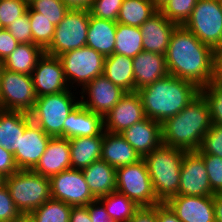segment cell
<instances>
[{
    "label": "cell",
    "instance_id": "obj_1",
    "mask_svg": "<svg viewBox=\"0 0 222 222\" xmlns=\"http://www.w3.org/2000/svg\"><path fill=\"white\" fill-rule=\"evenodd\" d=\"M165 60L169 75L190 81L200 89L213 80L214 49L183 25L174 29Z\"/></svg>",
    "mask_w": 222,
    "mask_h": 222
},
{
    "label": "cell",
    "instance_id": "obj_2",
    "mask_svg": "<svg viewBox=\"0 0 222 222\" xmlns=\"http://www.w3.org/2000/svg\"><path fill=\"white\" fill-rule=\"evenodd\" d=\"M212 126L208 104L199 93L177 115L161 124L162 144L185 151H198Z\"/></svg>",
    "mask_w": 222,
    "mask_h": 222
},
{
    "label": "cell",
    "instance_id": "obj_3",
    "mask_svg": "<svg viewBox=\"0 0 222 222\" xmlns=\"http://www.w3.org/2000/svg\"><path fill=\"white\" fill-rule=\"evenodd\" d=\"M145 117L163 123L177 115L199 93L194 83L168 75L137 91Z\"/></svg>",
    "mask_w": 222,
    "mask_h": 222
},
{
    "label": "cell",
    "instance_id": "obj_4",
    "mask_svg": "<svg viewBox=\"0 0 222 222\" xmlns=\"http://www.w3.org/2000/svg\"><path fill=\"white\" fill-rule=\"evenodd\" d=\"M185 150L161 144L144 156L156 197L166 203L179 195L180 175Z\"/></svg>",
    "mask_w": 222,
    "mask_h": 222
},
{
    "label": "cell",
    "instance_id": "obj_5",
    "mask_svg": "<svg viewBox=\"0 0 222 222\" xmlns=\"http://www.w3.org/2000/svg\"><path fill=\"white\" fill-rule=\"evenodd\" d=\"M71 90L37 97L29 113L31 121L51 137H64V122L80 103V98H77L79 91L74 93Z\"/></svg>",
    "mask_w": 222,
    "mask_h": 222
},
{
    "label": "cell",
    "instance_id": "obj_6",
    "mask_svg": "<svg viewBox=\"0 0 222 222\" xmlns=\"http://www.w3.org/2000/svg\"><path fill=\"white\" fill-rule=\"evenodd\" d=\"M5 185L21 215H29L51 198L50 178L33 170H17L5 177Z\"/></svg>",
    "mask_w": 222,
    "mask_h": 222
},
{
    "label": "cell",
    "instance_id": "obj_7",
    "mask_svg": "<svg viewBox=\"0 0 222 222\" xmlns=\"http://www.w3.org/2000/svg\"><path fill=\"white\" fill-rule=\"evenodd\" d=\"M58 57L70 89L73 87L75 89L73 91L79 87L83 89L94 78L103 75L106 57L88 46L74 49Z\"/></svg>",
    "mask_w": 222,
    "mask_h": 222
},
{
    "label": "cell",
    "instance_id": "obj_8",
    "mask_svg": "<svg viewBox=\"0 0 222 222\" xmlns=\"http://www.w3.org/2000/svg\"><path fill=\"white\" fill-rule=\"evenodd\" d=\"M116 191L133 200L139 207L160 204L143 159L116 168Z\"/></svg>",
    "mask_w": 222,
    "mask_h": 222
},
{
    "label": "cell",
    "instance_id": "obj_9",
    "mask_svg": "<svg viewBox=\"0 0 222 222\" xmlns=\"http://www.w3.org/2000/svg\"><path fill=\"white\" fill-rule=\"evenodd\" d=\"M90 11L70 9L63 20L55 26V32L45 53L59 56L86 46Z\"/></svg>",
    "mask_w": 222,
    "mask_h": 222
},
{
    "label": "cell",
    "instance_id": "obj_10",
    "mask_svg": "<svg viewBox=\"0 0 222 222\" xmlns=\"http://www.w3.org/2000/svg\"><path fill=\"white\" fill-rule=\"evenodd\" d=\"M183 26L213 49L222 44V8L219 0H198Z\"/></svg>",
    "mask_w": 222,
    "mask_h": 222
},
{
    "label": "cell",
    "instance_id": "obj_11",
    "mask_svg": "<svg viewBox=\"0 0 222 222\" xmlns=\"http://www.w3.org/2000/svg\"><path fill=\"white\" fill-rule=\"evenodd\" d=\"M37 99L31 75L0 71V109L30 113Z\"/></svg>",
    "mask_w": 222,
    "mask_h": 222
},
{
    "label": "cell",
    "instance_id": "obj_12",
    "mask_svg": "<svg viewBox=\"0 0 222 222\" xmlns=\"http://www.w3.org/2000/svg\"><path fill=\"white\" fill-rule=\"evenodd\" d=\"M51 198L71 206H87L96 198L90 192L82 170L70 168L50 178Z\"/></svg>",
    "mask_w": 222,
    "mask_h": 222
},
{
    "label": "cell",
    "instance_id": "obj_13",
    "mask_svg": "<svg viewBox=\"0 0 222 222\" xmlns=\"http://www.w3.org/2000/svg\"><path fill=\"white\" fill-rule=\"evenodd\" d=\"M80 93V103L104 118L126 92L101 75L89 82Z\"/></svg>",
    "mask_w": 222,
    "mask_h": 222
},
{
    "label": "cell",
    "instance_id": "obj_14",
    "mask_svg": "<svg viewBox=\"0 0 222 222\" xmlns=\"http://www.w3.org/2000/svg\"><path fill=\"white\" fill-rule=\"evenodd\" d=\"M202 156L197 151H185L179 184V195L213 196Z\"/></svg>",
    "mask_w": 222,
    "mask_h": 222
},
{
    "label": "cell",
    "instance_id": "obj_15",
    "mask_svg": "<svg viewBox=\"0 0 222 222\" xmlns=\"http://www.w3.org/2000/svg\"><path fill=\"white\" fill-rule=\"evenodd\" d=\"M37 97L61 93L70 89L58 56L44 53L31 74Z\"/></svg>",
    "mask_w": 222,
    "mask_h": 222
},
{
    "label": "cell",
    "instance_id": "obj_16",
    "mask_svg": "<svg viewBox=\"0 0 222 222\" xmlns=\"http://www.w3.org/2000/svg\"><path fill=\"white\" fill-rule=\"evenodd\" d=\"M141 97L137 91L126 92L103 118L104 131L121 133L145 119Z\"/></svg>",
    "mask_w": 222,
    "mask_h": 222
},
{
    "label": "cell",
    "instance_id": "obj_17",
    "mask_svg": "<svg viewBox=\"0 0 222 222\" xmlns=\"http://www.w3.org/2000/svg\"><path fill=\"white\" fill-rule=\"evenodd\" d=\"M51 136L31 122L20 135L18 149L13 154L19 170H33L44 154Z\"/></svg>",
    "mask_w": 222,
    "mask_h": 222
},
{
    "label": "cell",
    "instance_id": "obj_18",
    "mask_svg": "<svg viewBox=\"0 0 222 222\" xmlns=\"http://www.w3.org/2000/svg\"><path fill=\"white\" fill-rule=\"evenodd\" d=\"M166 204L181 222H216L213 196L176 195Z\"/></svg>",
    "mask_w": 222,
    "mask_h": 222
},
{
    "label": "cell",
    "instance_id": "obj_19",
    "mask_svg": "<svg viewBox=\"0 0 222 222\" xmlns=\"http://www.w3.org/2000/svg\"><path fill=\"white\" fill-rule=\"evenodd\" d=\"M177 26L158 10L139 27L143 50L165 55L171 35Z\"/></svg>",
    "mask_w": 222,
    "mask_h": 222
},
{
    "label": "cell",
    "instance_id": "obj_20",
    "mask_svg": "<svg viewBox=\"0 0 222 222\" xmlns=\"http://www.w3.org/2000/svg\"><path fill=\"white\" fill-rule=\"evenodd\" d=\"M120 134L141 158L162 144L161 123L147 117L125 129Z\"/></svg>",
    "mask_w": 222,
    "mask_h": 222
},
{
    "label": "cell",
    "instance_id": "obj_21",
    "mask_svg": "<svg viewBox=\"0 0 222 222\" xmlns=\"http://www.w3.org/2000/svg\"><path fill=\"white\" fill-rule=\"evenodd\" d=\"M70 168L69 139L64 137H51L44 154L41 156L33 171L47 178H51Z\"/></svg>",
    "mask_w": 222,
    "mask_h": 222
},
{
    "label": "cell",
    "instance_id": "obj_22",
    "mask_svg": "<svg viewBox=\"0 0 222 222\" xmlns=\"http://www.w3.org/2000/svg\"><path fill=\"white\" fill-rule=\"evenodd\" d=\"M103 117L79 103L64 122V138L90 137L103 135Z\"/></svg>",
    "mask_w": 222,
    "mask_h": 222
},
{
    "label": "cell",
    "instance_id": "obj_23",
    "mask_svg": "<svg viewBox=\"0 0 222 222\" xmlns=\"http://www.w3.org/2000/svg\"><path fill=\"white\" fill-rule=\"evenodd\" d=\"M135 91L169 75L165 55L142 51L133 58Z\"/></svg>",
    "mask_w": 222,
    "mask_h": 222
},
{
    "label": "cell",
    "instance_id": "obj_24",
    "mask_svg": "<svg viewBox=\"0 0 222 222\" xmlns=\"http://www.w3.org/2000/svg\"><path fill=\"white\" fill-rule=\"evenodd\" d=\"M140 155L120 133L104 131L101 160L114 168L134 164L141 160Z\"/></svg>",
    "mask_w": 222,
    "mask_h": 222
},
{
    "label": "cell",
    "instance_id": "obj_25",
    "mask_svg": "<svg viewBox=\"0 0 222 222\" xmlns=\"http://www.w3.org/2000/svg\"><path fill=\"white\" fill-rule=\"evenodd\" d=\"M31 122L28 113L0 109V146L14 154L18 149L20 135L24 134Z\"/></svg>",
    "mask_w": 222,
    "mask_h": 222
},
{
    "label": "cell",
    "instance_id": "obj_26",
    "mask_svg": "<svg viewBox=\"0 0 222 222\" xmlns=\"http://www.w3.org/2000/svg\"><path fill=\"white\" fill-rule=\"evenodd\" d=\"M92 195L98 199L116 191V168L103 160L82 169Z\"/></svg>",
    "mask_w": 222,
    "mask_h": 222
},
{
    "label": "cell",
    "instance_id": "obj_27",
    "mask_svg": "<svg viewBox=\"0 0 222 222\" xmlns=\"http://www.w3.org/2000/svg\"><path fill=\"white\" fill-rule=\"evenodd\" d=\"M117 22L100 19L90 14L86 46L102 55L114 53Z\"/></svg>",
    "mask_w": 222,
    "mask_h": 222
},
{
    "label": "cell",
    "instance_id": "obj_28",
    "mask_svg": "<svg viewBox=\"0 0 222 222\" xmlns=\"http://www.w3.org/2000/svg\"><path fill=\"white\" fill-rule=\"evenodd\" d=\"M103 135L69 139L71 168L82 170L101 159Z\"/></svg>",
    "mask_w": 222,
    "mask_h": 222
},
{
    "label": "cell",
    "instance_id": "obj_29",
    "mask_svg": "<svg viewBox=\"0 0 222 222\" xmlns=\"http://www.w3.org/2000/svg\"><path fill=\"white\" fill-rule=\"evenodd\" d=\"M103 75L125 92H134L133 58L113 53L106 56Z\"/></svg>",
    "mask_w": 222,
    "mask_h": 222
},
{
    "label": "cell",
    "instance_id": "obj_30",
    "mask_svg": "<svg viewBox=\"0 0 222 222\" xmlns=\"http://www.w3.org/2000/svg\"><path fill=\"white\" fill-rule=\"evenodd\" d=\"M45 50L31 43L19 44L16 49L2 61V67L13 72L31 75L38 60Z\"/></svg>",
    "mask_w": 222,
    "mask_h": 222
},
{
    "label": "cell",
    "instance_id": "obj_31",
    "mask_svg": "<svg viewBox=\"0 0 222 222\" xmlns=\"http://www.w3.org/2000/svg\"><path fill=\"white\" fill-rule=\"evenodd\" d=\"M157 11L158 9L150 0H124L117 23L140 27Z\"/></svg>",
    "mask_w": 222,
    "mask_h": 222
},
{
    "label": "cell",
    "instance_id": "obj_32",
    "mask_svg": "<svg viewBox=\"0 0 222 222\" xmlns=\"http://www.w3.org/2000/svg\"><path fill=\"white\" fill-rule=\"evenodd\" d=\"M114 53L134 58L143 51L139 27L117 23Z\"/></svg>",
    "mask_w": 222,
    "mask_h": 222
},
{
    "label": "cell",
    "instance_id": "obj_33",
    "mask_svg": "<svg viewBox=\"0 0 222 222\" xmlns=\"http://www.w3.org/2000/svg\"><path fill=\"white\" fill-rule=\"evenodd\" d=\"M104 205L106 212L116 222H129L140 208L133 200L115 191L98 198Z\"/></svg>",
    "mask_w": 222,
    "mask_h": 222
},
{
    "label": "cell",
    "instance_id": "obj_34",
    "mask_svg": "<svg viewBox=\"0 0 222 222\" xmlns=\"http://www.w3.org/2000/svg\"><path fill=\"white\" fill-rule=\"evenodd\" d=\"M72 206L50 198L28 216L33 222H69Z\"/></svg>",
    "mask_w": 222,
    "mask_h": 222
},
{
    "label": "cell",
    "instance_id": "obj_35",
    "mask_svg": "<svg viewBox=\"0 0 222 222\" xmlns=\"http://www.w3.org/2000/svg\"><path fill=\"white\" fill-rule=\"evenodd\" d=\"M27 12L31 24L33 44L45 50L53 39L55 26L43 14L35 12L29 6Z\"/></svg>",
    "mask_w": 222,
    "mask_h": 222
},
{
    "label": "cell",
    "instance_id": "obj_36",
    "mask_svg": "<svg viewBox=\"0 0 222 222\" xmlns=\"http://www.w3.org/2000/svg\"><path fill=\"white\" fill-rule=\"evenodd\" d=\"M198 0H168L159 10L169 21L178 26L184 25Z\"/></svg>",
    "mask_w": 222,
    "mask_h": 222
},
{
    "label": "cell",
    "instance_id": "obj_37",
    "mask_svg": "<svg viewBox=\"0 0 222 222\" xmlns=\"http://www.w3.org/2000/svg\"><path fill=\"white\" fill-rule=\"evenodd\" d=\"M28 6L57 26L70 10L61 0H33Z\"/></svg>",
    "mask_w": 222,
    "mask_h": 222
},
{
    "label": "cell",
    "instance_id": "obj_38",
    "mask_svg": "<svg viewBox=\"0 0 222 222\" xmlns=\"http://www.w3.org/2000/svg\"><path fill=\"white\" fill-rule=\"evenodd\" d=\"M209 107L212 124L222 126V90L213 82L200 89Z\"/></svg>",
    "mask_w": 222,
    "mask_h": 222
},
{
    "label": "cell",
    "instance_id": "obj_39",
    "mask_svg": "<svg viewBox=\"0 0 222 222\" xmlns=\"http://www.w3.org/2000/svg\"><path fill=\"white\" fill-rule=\"evenodd\" d=\"M28 4L23 0H0V28H7L27 12Z\"/></svg>",
    "mask_w": 222,
    "mask_h": 222
},
{
    "label": "cell",
    "instance_id": "obj_40",
    "mask_svg": "<svg viewBox=\"0 0 222 222\" xmlns=\"http://www.w3.org/2000/svg\"><path fill=\"white\" fill-rule=\"evenodd\" d=\"M197 152L200 155H216L222 158V126L212 124L203 136Z\"/></svg>",
    "mask_w": 222,
    "mask_h": 222
},
{
    "label": "cell",
    "instance_id": "obj_41",
    "mask_svg": "<svg viewBox=\"0 0 222 222\" xmlns=\"http://www.w3.org/2000/svg\"><path fill=\"white\" fill-rule=\"evenodd\" d=\"M208 173L211 190L222 194V158L216 155H201Z\"/></svg>",
    "mask_w": 222,
    "mask_h": 222
},
{
    "label": "cell",
    "instance_id": "obj_42",
    "mask_svg": "<svg viewBox=\"0 0 222 222\" xmlns=\"http://www.w3.org/2000/svg\"><path fill=\"white\" fill-rule=\"evenodd\" d=\"M123 1L124 0H94L92 7L89 9L90 14L100 19L117 22Z\"/></svg>",
    "mask_w": 222,
    "mask_h": 222
},
{
    "label": "cell",
    "instance_id": "obj_43",
    "mask_svg": "<svg viewBox=\"0 0 222 222\" xmlns=\"http://www.w3.org/2000/svg\"><path fill=\"white\" fill-rule=\"evenodd\" d=\"M6 29L18 41L19 44H33L28 12L13 21V23L10 24Z\"/></svg>",
    "mask_w": 222,
    "mask_h": 222
},
{
    "label": "cell",
    "instance_id": "obj_44",
    "mask_svg": "<svg viewBox=\"0 0 222 222\" xmlns=\"http://www.w3.org/2000/svg\"><path fill=\"white\" fill-rule=\"evenodd\" d=\"M16 208L8 188L3 185L0 188V222H14L21 217Z\"/></svg>",
    "mask_w": 222,
    "mask_h": 222
},
{
    "label": "cell",
    "instance_id": "obj_45",
    "mask_svg": "<svg viewBox=\"0 0 222 222\" xmlns=\"http://www.w3.org/2000/svg\"><path fill=\"white\" fill-rule=\"evenodd\" d=\"M19 45L18 41L5 28H0V61H4Z\"/></svg>",
    "mask_w": 222,
    "mask_h": 222
},
{
    "label": "cell",
    "instance_id": "obj_46",
    "mask_svg": "<svg viewBox=\"0 0 222 222\" xmlns=\"http://www.w3.org/2000/svg\"><path fill=\"white\" fill-rule=\"evenodd\" d=\"M18 169L14 155L7 149L0 146V174L4 177L10 176Z\"/></svg>",
    "mask_w": 222,
    "mask_h": 222
},
{
    "label": "cell",
    "instance_id": "obj_47",
    "mask_svg": "<svg viewBox=\"0 0 222 222\" xmlns=\"http://www.w3.org/2000/svg\"><path fill=\"white\" fill-rule=\"evenodd\" d=\"M86 207L92 222H116L109 216L104 205L98 199L90 202Z\"/></svg>",
    "mask_w": 222,
    "mask_h": 222
},
{
    "label": "cell",
    "instance_id": "obj_48",
    "mask_svg": "<svg viewBox=\"0 0 222 222\" xmlns=\"http://www.w3.org/2000/svg\"><path fill=\"white\" fill-rule=\"evenodd\" d=\"M129 222H158L156 205L153 207H140Z\"/></svg>",
    "mask_w": 222,
    "mask_h": 222
},
{
    "label": "cell",
    "instance_id": "obj_49",
    "mask_svg": "<svg viewBox=\"0 0 222 222\" xmlns=\"http://www.w3.org/2000/svg\"><path fill=\"white\" fill-rule=\"evenodd\" d=\"M158 222H181L166 203L156 205Z\"/></svg>",
    "mask_w": 222,
    "mask_h": 222
},
{
    "label": "cell",
    "instance_id": "obj_50",
    "mask_svg": "<svg viewBox=\"0 0 222 222\" xmlns=\"http://www.w3.org/2000/svg\"><path fill=\"white\" fill-rule=\"evenodd\" d=\"M69 222H92L86 206H72Z\"/></svg>",
    "mask_w": 222,
    "mask_h": 222
},
{
    "label": "cell",
    "instance_id": "obj_51",
    "mask_svg": "<svg viewBox=\"0 0 222 222\" xmlns=\"http://www.w3.org/2000/svg\"><path fill=\"white\" fill-rule=\"evenodd\" d=\"M69 9L89 10L94 0H61Z\"/></svg>",
    "mask_w": 222,
    "mask_h": 222
},
{
    "label": "cell",
    "instance_id": "obj_52",
    "mask_svg": "<svg viewBox=\"0 0 222 222\" xmlns=\"http://www.w3.org/2000/svg\"><path fill=\"white\" fill-rule=\"evenodd\" d=\"M213 75H222V44L214 48Z\"/></svg>",
    "mask_w": 222,
    "mask_h": 222
},
{
    "label": "cell",
    "instance_id": "obj_53",
    "mask_svg": "<svg viewBox=\"0 0 222 222\" xmlns=\"http://www.w3.org/2000/svg\"><path fill=\"white\" fill-rule=\"evenodd\" d=\"M215 221L222 222V194L213 195Z\"/></svg>",
    "mask_w": 222,
    "mask_h": 222
},
{
    "label": "cell",
    "instance_id": "obj_54",
    "mask_svg": "<svg viewBox=\"0 0 222 222\" xmlns=\"http://www.w3.org/2000/svg\"><path fill=\"white\" fill-rule=\"evenodd\" d=\"M212 82L220 89L222 90V75H213Z\"/></svg>",
    "mask_w": 222,
    "mask_h": 222
},
{
    "label": "cell",
    "instance_id": "obj_55",
    "mask_svg": "<svg viewBox=\"0 0 222 222\" xmlns=\"http://www.w3.org/2000/svg\"><path fill=\"white\" fill-rule=\"evenodd\" d=\"M154 6L160 10L166 3L168 0H150Z\"/></svg>",
    "mask_w": 222,
    "mask_h": 222
},
{
    "label": "cell",
    "instance_id": "obj_56",
    "mask_svg": "<svg viewBox=\"0 0 222 222\" xmlns=\"http://www.w3.org/2000/svg\"><path fill=\"white\" fill-rule=\"evenodd\" d=\"M14 222H33L32 219L28 215H22L19 219Z\"/></svg>",
    "mask_w": 222,
    "mask_h": 222
},
{
    "label": "cell",
    "instance_id": "obj_57",
    "mask_svg": "<svg viewBox=\"0 0 222 222\" xmlns=\"http://www.w3.org/2000/svg\"><path fill=\"white\" fill-rule=\"evenodd\" d=\"M3 185H5V177H4L2 174H0V188H1Z\"/></svg>",
    "mask_w": 222,
    "mask_h": 222
},
{
    "label": "cell",
    "instance_id": "obj_58",
    "mask_svg": "<svg viewBox=\"0 0 222 222\" xmlns=\"http://www.w3.org/2000/svg\"><path fill=\"white\" fill-rule=\"evenodd\" d=\"M24 2H26L27 4H30L33 0H23Z\"/></svg>",
    "mask_w": 222,
    "mask_h": 222
},
{
    "label": "cell",
    "instance_id": "obj_59",
    "mask_svg": "<svg viewBox=\"0 0 222 222\" xmlns=\"http://www.w3.org/2000/svg\"><path fill=\"white\" fill-rule=\"evenodd\" d=\"M1 69H2V62L0 61V71H1Z\"/></svg>",
    "mask_w": 222,
    "mask_h": 222
}]
</instances>
